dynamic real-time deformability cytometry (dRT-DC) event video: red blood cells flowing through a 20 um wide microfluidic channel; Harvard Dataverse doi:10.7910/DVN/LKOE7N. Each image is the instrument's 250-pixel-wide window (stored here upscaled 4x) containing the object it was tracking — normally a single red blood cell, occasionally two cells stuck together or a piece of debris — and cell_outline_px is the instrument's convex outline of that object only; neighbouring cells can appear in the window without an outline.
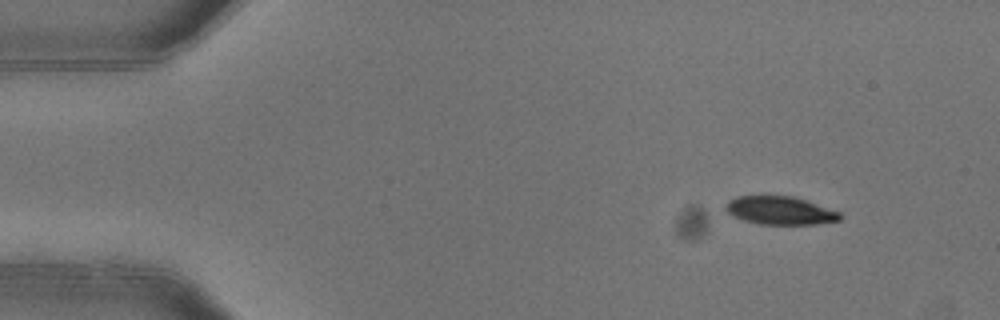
{"species": "common noctule bat (a hibernating species)", "species_latin": "Nyctalus noctula", "temperature_condition": "warm", "stored_images_in_passage": 4, "segment_of_instrument_passage": [1, 2], "camera_frame_rate_fps": 3000, "um_per_image_px": 0.085, "animal": {"sex": "female"}, "frame": {"image": 1, "passage_image": 1, "time_ms": 0.0, "image_size_px": [1000, 320], "cell_outline_px": [[840, 220], [816, 224], [760, 224], [744, 220], [732, 216], [724, 208], [724, 204], [728, 200], [736, 196], [792, 196], [840, 212]], "centroid_in_image_um": [66.24, 17.89], "position_along_channel_um": 18.8, "area_um2": 18.61}}